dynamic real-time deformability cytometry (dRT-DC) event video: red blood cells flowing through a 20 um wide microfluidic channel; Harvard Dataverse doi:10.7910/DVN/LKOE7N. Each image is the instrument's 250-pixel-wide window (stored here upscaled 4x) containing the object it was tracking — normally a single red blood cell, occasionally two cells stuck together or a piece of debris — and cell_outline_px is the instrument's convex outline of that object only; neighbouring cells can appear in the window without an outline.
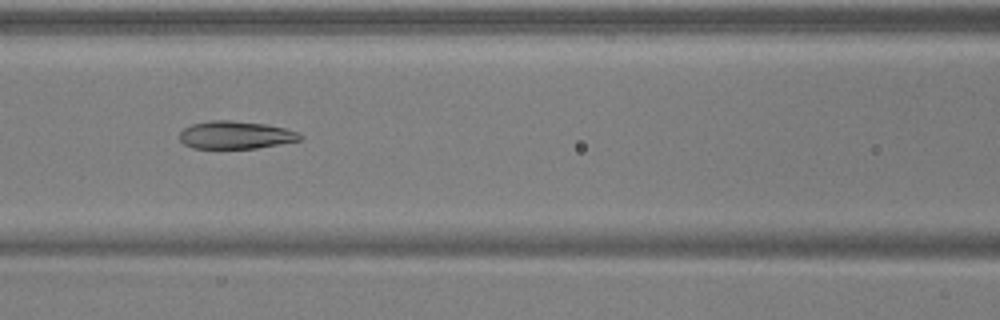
{"species": "common noctule bat (a hibernating species)", "species_latin": "Nyctalus noctula", "temperature_condition": "warm", "stored_images_in_passage": 51, "camera_frame_rate_fps": 3000, "um_per_image_px": 0.085, "animal": {"sex": "male", "body_mass_g": 17.9, "forearm_length_mm": 54.2}, "frame": {"image": 1, "passage_image": 23, "time_ms": 7.333, "image_size_px": [1000, 320], "cell_outline_px": [[304, 136], [300, 140], [256, 148], [192, 148], [184, 144], [180, 140], [180, 132], [184, 128], [192, 124], [212, 120], [228, 120], [264, 124], [284, 128], [300, 132]], "centroid_in_image_um": [20.03, 11.47], "position_along_channel_um": 146.6, "area_um2": 19.36}}
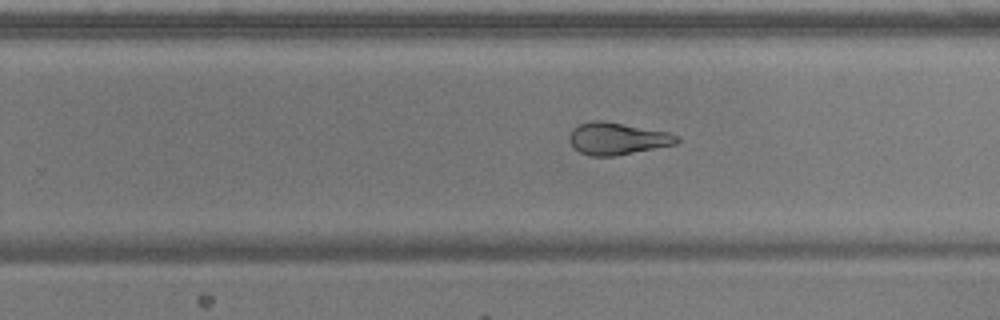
{"frame": {"image": 2, "passage_image": 33, "time_ms": 10.667, "image_size_px": [1000, 320], "cell_outline_px": [[680, 140], [676, 144], [616, 156], [592, 156], [580, 152], [572, 148], [568, 140], [568, 136], [572, 128], [580, 124], [596, 120], [604, 120], [668, 132], [680, 136]], "centroid_in_image_um": [52.45, 11.78], "position_along_channel_um": 277.4, "area_um2": 20.35}}
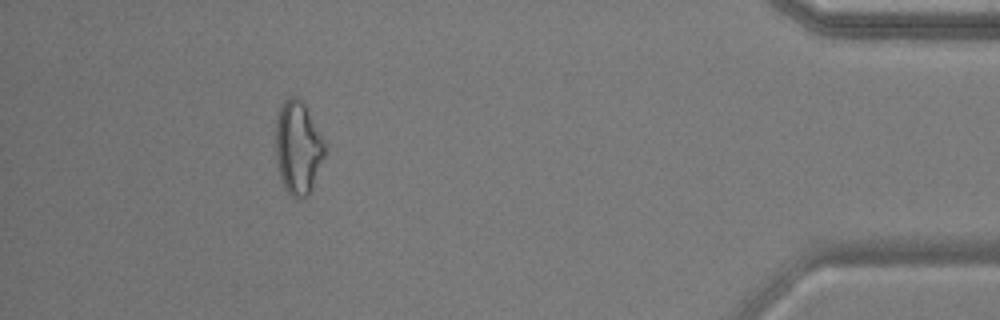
{"frame": {"image": 3, "passage_image": 47, "time_ms": 15.333, "image_size_px": [1000, 320], "cell_outline_px": [[328, 148], [308, 196], [304, 200], [296, 200], [284, 188], [280, 176], [276, 156], [276, 116], [280, 104], [288, 96], [296, 96], [308, 108]], "centroid_in_image_um": [25.34, 12.54], "position_along_channel_um": 409.9, "area_um2": 27.17}, "authors_computed_cell_mechanics": {"area_um2": 22.542, "velocity_mm_per_s": 3.9358, "shape_relaxation_time_tau1_ms": null, "shape_relaxation_time_tau2_ms": 3.1379, "deformation_change_tau1": null, "deformation_change_tau2": 0.1002}}